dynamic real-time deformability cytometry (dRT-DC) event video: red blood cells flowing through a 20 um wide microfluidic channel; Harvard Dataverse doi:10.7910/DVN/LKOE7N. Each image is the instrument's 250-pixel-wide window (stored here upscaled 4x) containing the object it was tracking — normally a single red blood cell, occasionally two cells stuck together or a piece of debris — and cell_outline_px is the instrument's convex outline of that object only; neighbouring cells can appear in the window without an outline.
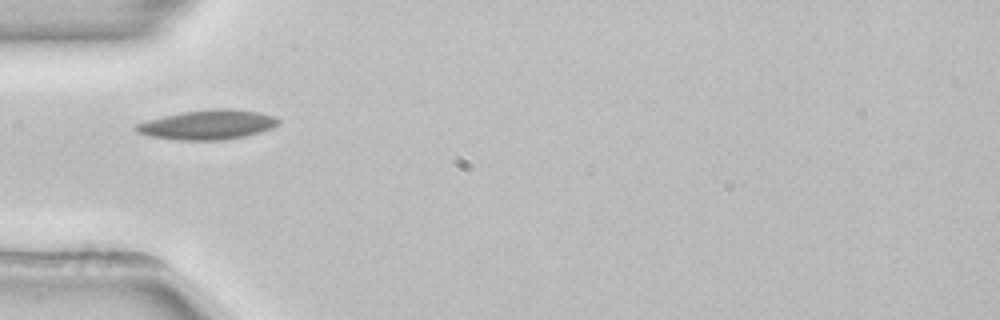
{"species": "common noctule bat (a hibernating species)", "species_latin": "Nyctalus noctula", "temperature_condition": "room temperature", "stored_images_in_passage": 37, "camera_frame_rate_fps": 3000, "um_per_image_px": 0.085, "animal": {"sex": "female", "body_mass_g": 22.7, "forearm_length_mm": 54.2}, "frame": {"image": 1, "passage_image": 1, "time_ms": 0.0, "image_size_px": [1000, 320], "cell_outline_px": [[280, 124], [272, 128], [244, 136], [220, 140], [180, 140], [148, 136], [136, 132], [132, 128], [136, 124], [148, 120], [164, 116], [184, 112], [216, 108], [232, 108], [260, 112], [276, 116], [280, 120]], "centroid_in_image_um": [17.67, 10.59], "position_along_channel_um": 67.3, "area_um2": 24.57}, "authors_computed_cell_mechanics": {"area_um2": 20.9236, "velocity_mm_per_s": 3.8471, "shape_relaxation_time_tau1_ms": 4.9152, "shape_relaxation_time_tau2_ms": null, "deformation_change_tau1": 0.1451, "deformation_change_tau2": null}}